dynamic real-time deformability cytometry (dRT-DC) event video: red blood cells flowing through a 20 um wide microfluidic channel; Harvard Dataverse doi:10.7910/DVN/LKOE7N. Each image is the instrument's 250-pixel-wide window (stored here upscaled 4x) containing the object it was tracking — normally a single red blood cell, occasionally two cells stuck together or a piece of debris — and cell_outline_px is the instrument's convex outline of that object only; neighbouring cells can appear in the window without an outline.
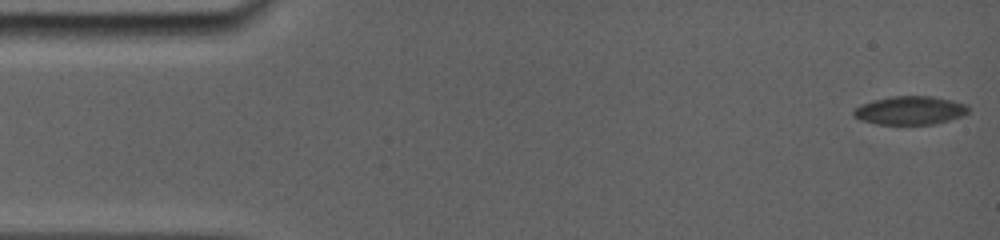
{"species": "common noctule bat (a hibernating species)", "species_latin": "Nyctalus noctula", "temperature_condition": "room temperature", "stored_images_in_passage": 9, "camera_frame_rate_fps": 5000, "um_per_image_px": 0.085, "animal": {"sex": "female", "body_mass_g": 19.0, "forearm_length_mm": 56.7}, "frame": {"image": 1, "passage_image": 1, "time_ms": 0.0, "image_size_px": [1000, 240], "cell_outline_px": [[968, 112], [960, 116], [932, 124], [880, 124], [864, 120], [856, 116], [852, 112], [860, 104], [872, 100], [892, 96], [932, 96], [964, 104], [968, 108]], "centroid_in_image_um": [77.32, 9.37], "position_along_channel_um": 7.7, "area_um2": 18.5}}
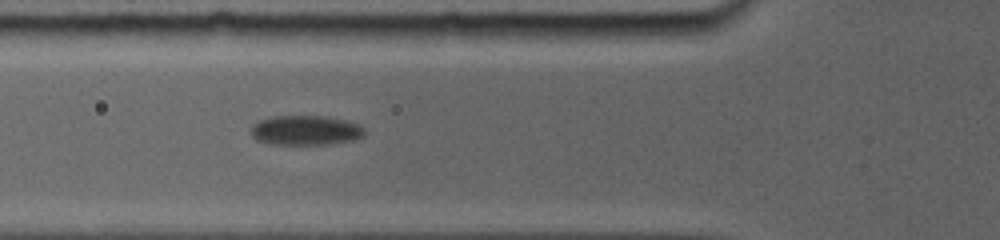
{"frame": {"image": 2, "passage_image": 7, "time_ms": 6.0, "image_size_px": [1000, 240], "cell_outline_px": [[364, 132], [360, 136], [348, 140], [324, 144], [280, 144], [256, 140], [252, 136], [252, 128], [260, 120], [276, 116], [324, 116], [344, 120], [356, 124]], "centroid_in_image_um": [25.91, 11.06], "position_along_channel_um": 99.9, "area_um2": 18.79}}
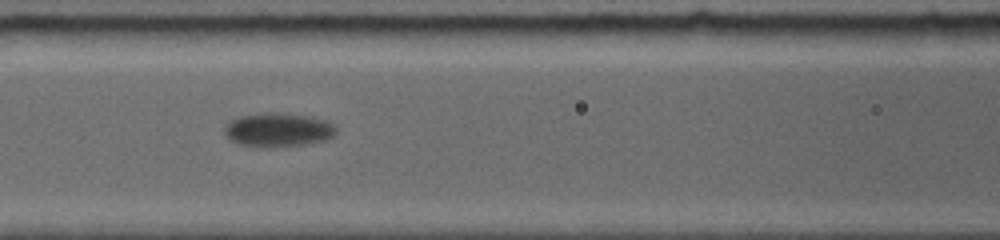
{"frame": {"image": 3, "passage_image": 8, "time_ms": 7.2, "image_size_px": [1000, 240], "cell_outline_px": [[332, 136], [316, 140], [292, 144], [244, 144], [228, 136], [228, 124], [232, 120], [240, 116], [304, 116], [320, 120], [332, 124]], "centroid_in_image_um": [23.63, 11.03], "position_along_channel_um": 143.0, "area_um2": 18.5}}